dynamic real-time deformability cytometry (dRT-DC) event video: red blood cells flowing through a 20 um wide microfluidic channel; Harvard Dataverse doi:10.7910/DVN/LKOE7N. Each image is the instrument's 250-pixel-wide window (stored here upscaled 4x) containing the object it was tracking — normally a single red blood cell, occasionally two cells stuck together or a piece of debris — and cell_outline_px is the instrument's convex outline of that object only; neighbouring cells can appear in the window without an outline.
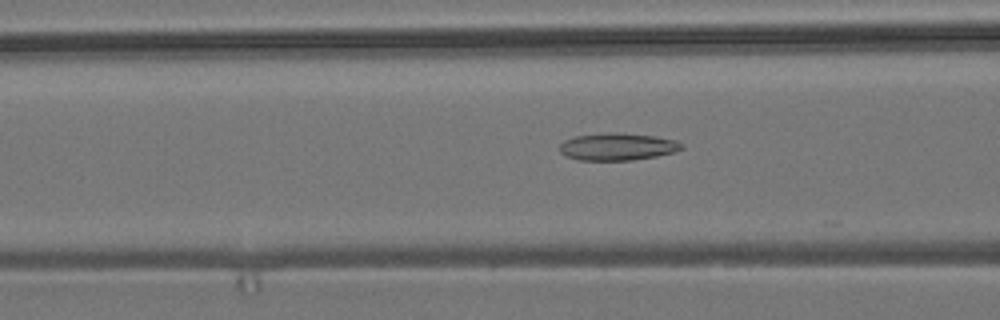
{"species": "common noctule bat (a hibernating species)", "species_latin": "Nyctalus noctula", "temperature_condition": "room temperature", "stored_images_in_passage": 15, "camera_frame_rate_fps": 3000, "um_per_image_px": 0.085, "animal": {"sex": "male", "body_mass_g": 19.2, "forearm_length_mm": 51.8}, "frame": {"image": 1, "passage_image": 10, "time_ms": 3.0, "image_size_px": [1000, 320], "cell_outline_px": [[684, 148], [672, 152], [656, 156], [632, 160], [576, 160], [564, 156], [560, 152], [560, 144], [564, 140], [576, 136], [608, 132], [616, 132], [652, 136], [676, 140], [684, 144]], "centroid_in_image_um": [52.45, 12.47], "position_along_channel_um": 114.1, "area_um2": 19.42}}
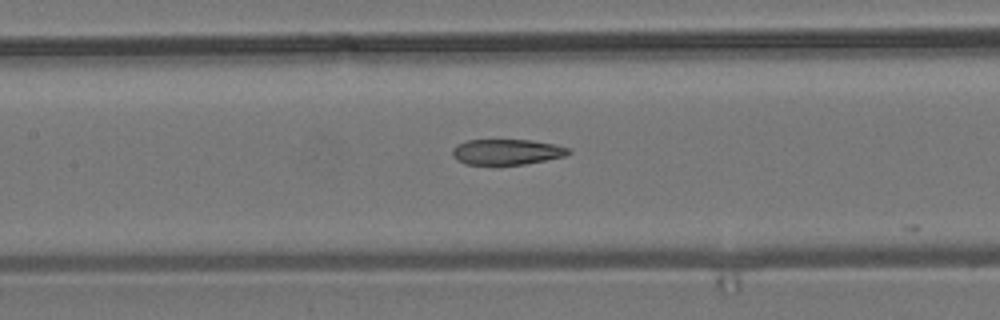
{"frame": {"image": 2, "passage_image": 14, "time_ms": 4.333, "image_size_px": [1000, 320], "cell_outline_px": [[572, 152], [564, 156], [524, 164], [464, 164], [456, 160], [452, 156], [452, 148], [456, 144], [468, 140], [532, 140], [556, 144], [572, 148]], "centroid_in_image_um": [43.08, 12.9], "position_along_channel_um": 164.3, "area_um2": 17.4}}